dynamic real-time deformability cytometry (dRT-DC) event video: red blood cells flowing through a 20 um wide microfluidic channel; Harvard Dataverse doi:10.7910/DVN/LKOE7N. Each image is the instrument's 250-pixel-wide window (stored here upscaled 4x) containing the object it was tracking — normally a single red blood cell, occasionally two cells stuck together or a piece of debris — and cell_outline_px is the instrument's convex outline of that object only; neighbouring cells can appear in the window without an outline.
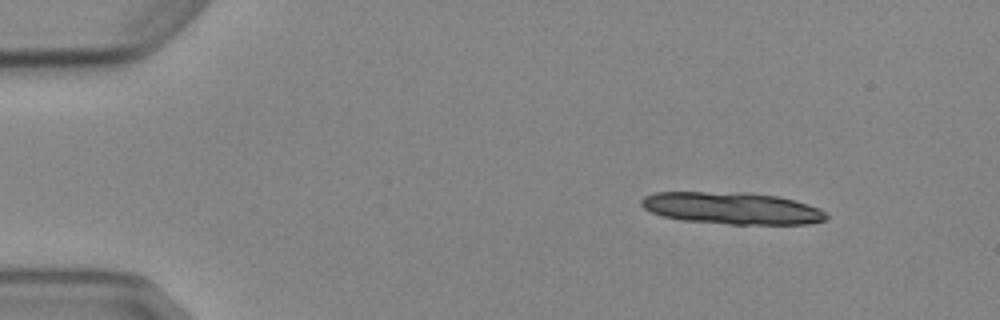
{"species": "Egyptian fruit bat (a non-hibernating species)", "species_latin": "Rousettus aegyptiacus", "temperature_condition": "cold", "stored_images_in_passage": 4, "camera_frame_rate_fps": 3000, "um_per_image_px": 0.085, "animal": {"sex": "female"}, "frame": {"image": 1, "passage_image": 4, "time_ms": 3.667, "image_size_px": [1000, 320], "cell_outline_px": [[828, 220], [808, 224], [728, 224], [680, 220], [664, 216], [652, 212], [644, 208], [640, 204], [640, 200], [644, 196], [656, 192], [748, 192], [780, 196], [796, 200], [820, 208], [828, 216]], "centroid_in_image_um": [62.25, 17.69], "position_along_channel_um": 22.7, "area_um2": 34.85}}